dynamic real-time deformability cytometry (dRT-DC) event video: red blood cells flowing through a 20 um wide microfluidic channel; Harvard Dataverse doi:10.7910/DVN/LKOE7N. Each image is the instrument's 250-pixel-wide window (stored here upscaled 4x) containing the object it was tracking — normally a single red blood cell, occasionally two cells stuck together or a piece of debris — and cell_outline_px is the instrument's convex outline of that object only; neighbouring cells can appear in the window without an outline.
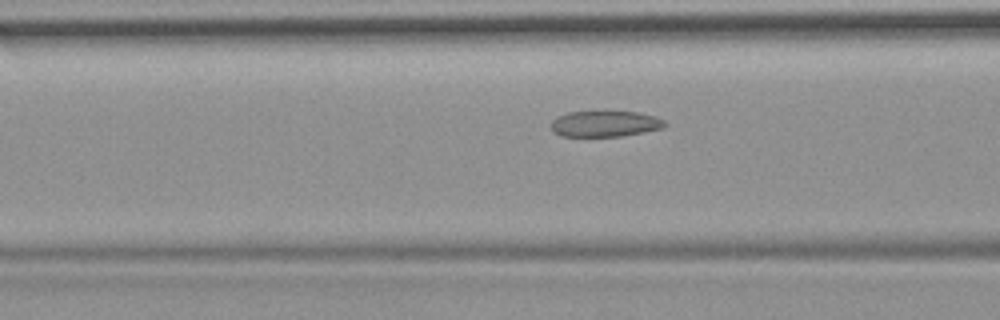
{"species": "common noctule bat (a hibernating species)", "species_latin": "Nyctalus noctula", "temperature_condition": "room temperature", "stored_images_in_passage": 39, "camera_frame_rate_fps": 3000, "um_per_image_px": 0.085, "animal": {"sex": "female", "body_mass_g": 19.9}, "frame": {"image": 1, "passage_image": 6, "time_ms": 1.667, "image_size_px": [1000, 320], "cell_outline_px": [[668, 124], [664, 128], [644, 132], [620, 136], [560, 136], [552, 132], [552, 120], [556, 116], [568, 112], [596, 108], [640, 112], [656, 116], [664, 120]], "centroid_in_image_um": [51.42, 10.46], "position_along_channel_um": 115.2, "area_um2": 18.32}}
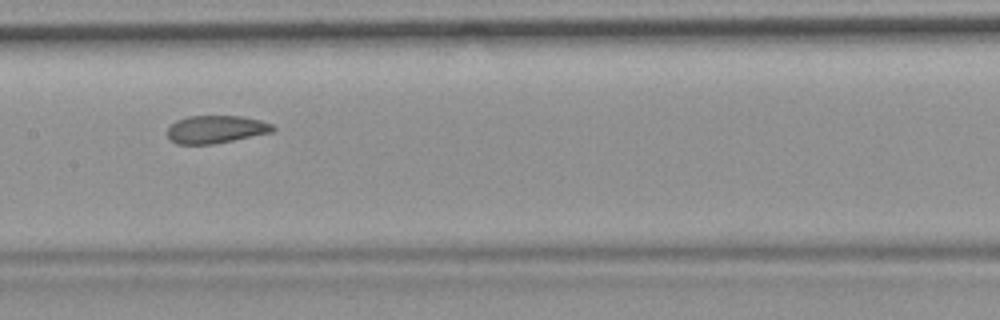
{"frame": {"image": 2, "passage_image": 12, "time_ms": 3.667, "image_size_px": [1000, 320], "cell_outline_px": [[276, 128], [272, 132], [212, 144], [176, 144], [168, 136], [168, 128], [176, 120], [188, 116], [240, 116], [260, 120], [272, 124]], "centroid_in_image_um": [18.35, 10.99], "position_along_channel_um": 189.1, "area_um2": 16.88}}
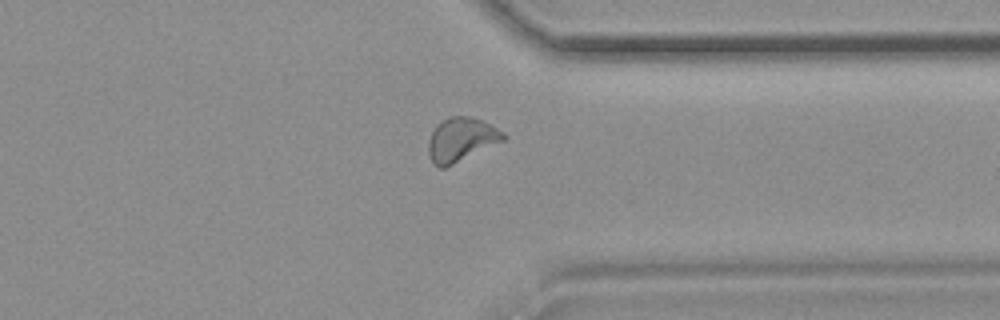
{"frame": {"image": 3, "passage_image": 27, "time_ms": 8.667, "image_size_px": [1000, 320], "cell_outline_px": [[508, 136], [504, 140], [444, 168], [440, 168], [432, 164], [428, 152], [428, 140], [436, 124], [448, 116], [468, 116], [484, 120], [504, 132]], "centroid_in_image_um": [39.19, 11.84], "position_along_channel_um": 372.2, "area_um2": 19.25}, "authors_computed_cell_mechanics": {"area_um2": 18.0336, "velocity_mm_per_s": 3.6911, "shape_relaxation_time_tau1_ms": null, "shape_relaxation_time_tau2_ms": 2.4862, "deformation_change_tau1": null, "deformation_change_tau2": 0.0839}}